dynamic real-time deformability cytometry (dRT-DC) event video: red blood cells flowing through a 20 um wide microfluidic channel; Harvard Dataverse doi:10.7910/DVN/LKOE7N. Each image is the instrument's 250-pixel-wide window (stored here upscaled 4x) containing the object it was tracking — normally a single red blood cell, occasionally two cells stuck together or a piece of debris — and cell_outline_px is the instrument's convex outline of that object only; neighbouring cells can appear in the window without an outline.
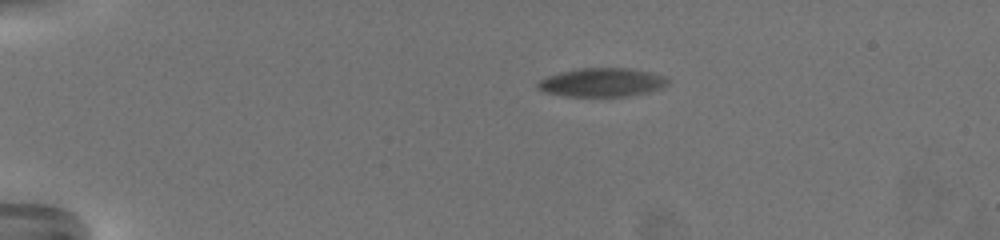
{"species": "common noctule bat (a hibernating species)", "species_latin": "Nyctalus noctula", "temperature_condition": "warm", "stored_images_in_passage": 54, "camera_frame_rate_fps": 3000, "um_per_image_px": 0.085, "animal": {"sex": "female", "body_mass_g": 19.5, "forearm_length_mm": 54.1}, "frame": {"image": 1, "passage_image": 1, "time_ms": 0.0, "image_size_px": [1000, 240], "cell_outline_px": [[668, 84], [660, 88], [648, 92], [628, 96], [568, 96], [544, 92], [536, 88], [536, 84], [540, 80], [548, 76], [560, 72], [580, 68], [628, 68], [648, 72], [660, 76], [668, 80]], "centroid_in_image_um": [51.11, 7.01], "position_along_channel_um": 33.9, "area_um2": 21.44}}
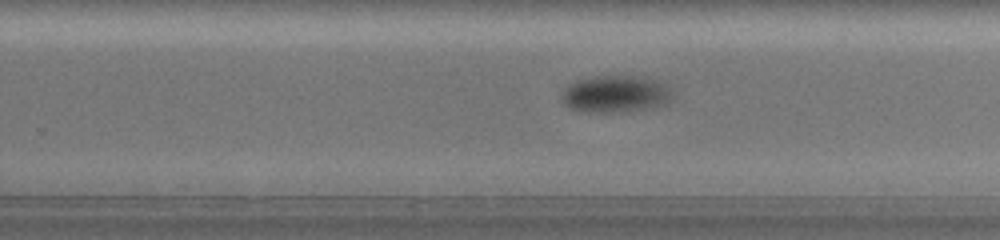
{"frame": {"image": 2, "passage_image": 32, "time_ms": 10.333, "image_size_px": [1000, 240], "cell_outline_px": [[672, 100], [668, 104], [652, 108], [628, 112], [588, 112], [568, 108], [564, 104], [564, 92], [568, 84], [580, 80], [600, 76], [648, 76], [664, 84], [668, 88]], "centroid_in_image_um": [52.38, 8.01], "position_along_channel_um": 277.4, "area_um2": 23.87}}
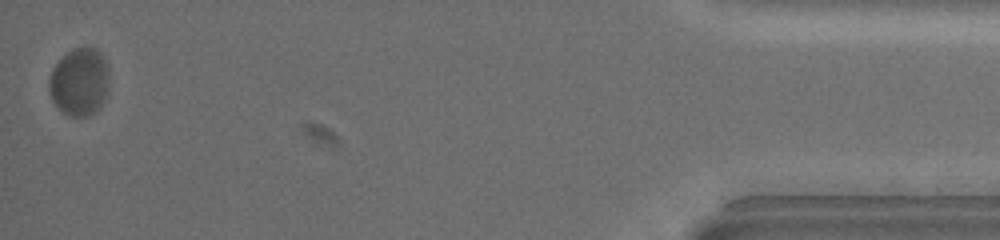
{"frame": {"image": 3, "passage_image": 54, "time_ms": 17.667, "image_size_px": [1000, 240], "cell_outline_px": [[108, 80], [104, 100], [100, 108], [88, 116], [68, 116], [52, 100], [48, 88], [48, 80], [52, 68], [72, 48], [96, 48], [100, 52], [108, 64]], "centroid_in_image_um": [6.75, 6.96], "position_along_channel_um": 428.4, "area_um2": 23.64}, "authors_computed_cell_mechanics": {"area_um2": 22.9466, "velocity_mm_per_s": 3.1232, "shape_relaxation_time_tau1_ms": 2.9792, "shape_relaxation_time_tau2_ms": null, "deformation_change_tau1": 0.1377, "deformation_change_tau2": null}}